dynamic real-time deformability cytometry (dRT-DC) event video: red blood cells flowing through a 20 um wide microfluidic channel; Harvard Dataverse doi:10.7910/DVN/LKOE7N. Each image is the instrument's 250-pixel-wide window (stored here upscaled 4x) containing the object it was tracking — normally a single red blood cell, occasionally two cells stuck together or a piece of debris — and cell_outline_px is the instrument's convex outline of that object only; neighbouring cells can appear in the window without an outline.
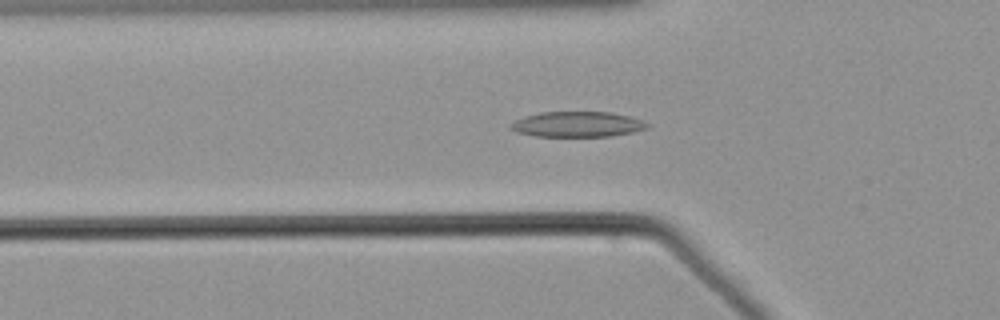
{"species": "common noctule bat (a hibernating species)", "species_latin": "Nyctalus noctula", "temperature_condition": "warm", "stored_images_in_passage": 53, "camera_frame_rate_fps": 3000, "um_per_image_px": 0.085, "animal": {"sex": "male", "body_mass_g": 21.5, "forearm_length_mm": 52.0}, "frame": {"image": 1, "passage_image": 17, "time_ms": 5.333, "image_size_px": [1000, 320], "cell_outline_px": [[652, 124], [648, 128], [632, 132], [612, 136], [536, 136], [516, 132], [508, 128], [508, 124], [524, 116], [540, 112], [612, 112], [628, 116]], "centroid_in_image_um": [49.05, 10.56], "position_along_channel_um": 76.7, "area_um2": 20.29}}
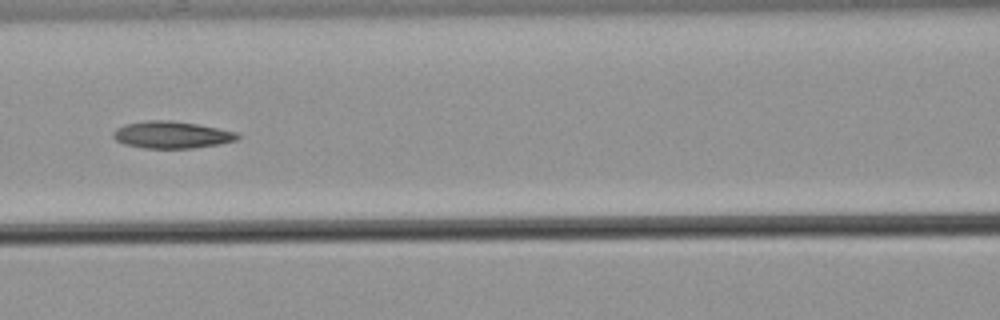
{"frame": {"image": 2, "passage_image": 23, "time_ms": 7.333, "image_size_px": [1000, 320], "cell_outline_px": [[240, 136], [236, 140], [220, 144], [192, 148], [144, 148], [124, 144], [116, 140], [112, 136], [112, 132], [116, 128], [124, 124], [144, 120], [172, 120], [196, 124], [236, 132]], "centroid_in_image_um": [14.54, 11.45], "position_along_channel_um": 152.1, "area_um2": 19.59}}
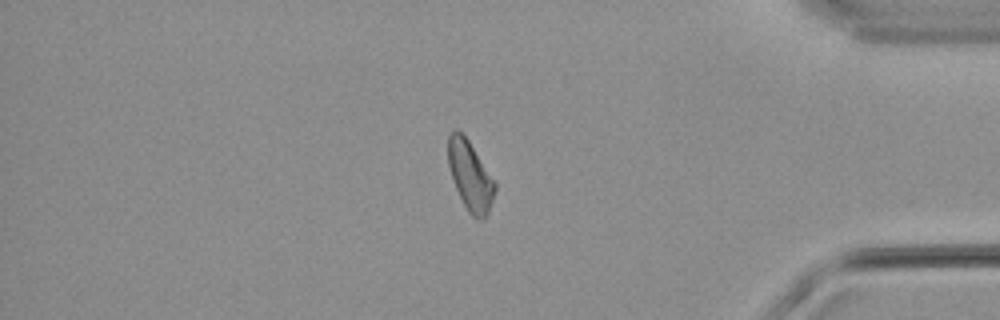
{"frame": {"image": 3, "passage_image": 45, "time_ms": 14.667, "image_size_px": [1000, 320], "cell_outline_px": [[496, 188], [488, 212], [480, 220], [476, 220], [468, 212], [456, 188], [448, 164], [448, 136], [452, 128], [456, 128], [468, 140], [496, 184]], "centroid_in_image_um": [39.94, 14.93], "position_along_channel_um": 395.3, "area_um2": 18.5}}